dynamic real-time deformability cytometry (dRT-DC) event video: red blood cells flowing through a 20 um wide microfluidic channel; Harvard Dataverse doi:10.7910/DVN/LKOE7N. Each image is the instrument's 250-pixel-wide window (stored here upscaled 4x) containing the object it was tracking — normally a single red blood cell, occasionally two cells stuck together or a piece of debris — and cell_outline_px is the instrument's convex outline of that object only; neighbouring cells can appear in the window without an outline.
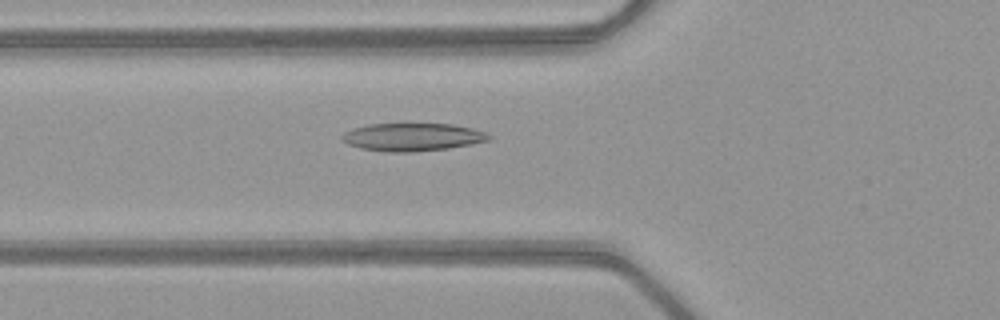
{"species": "common noctule bat (a hibernating species)", "species_latin": "Nyctalus noctula", "temperature_condition": "warm", "stored_images_in_passage": 52, "camera_frame_rate_fps": 3000, "um_per_image_px": 0.085, "animal": {"sex": "female", "body_mass_g": 21.9}, "frame": {"image": 1, "passage_image": 20, "time_ms": 6.333, "image_size_px": [1000, 320], "cell_outline_px": [[492, 140], [472, 144], [448, 148], [412, 152], [388, 152], [360, 148], [348, 144], [340, 140], [340, 136], [344, 132], [352, 128], [368, 124], [452, 124], [472, 128], [484, 132], [492, 136]], "centroid_in_image_um": [35.04, 11.65], "position_along_channel_um": 90.8, "area_um2": 23.99}}
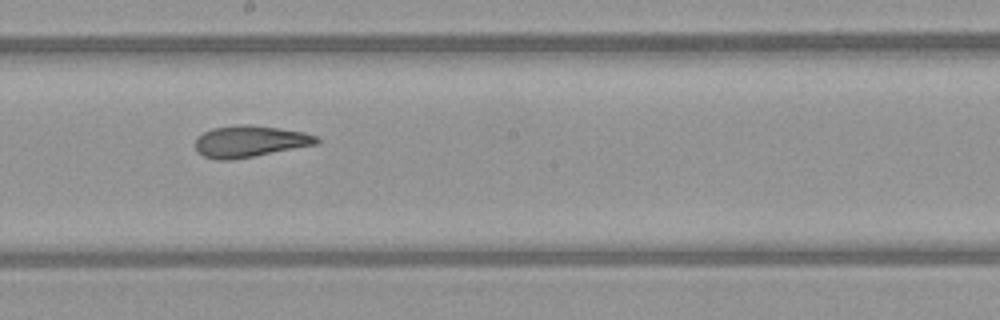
{"frame": {"image": 2, "passage_image": 30, "time_ms": 9.667, "image_size_px": [1000, 320], "cell_outline_px": [[320, 144], [232, 160], [216, 160], [204, 156], [196, 152], [196, 136], [212, 128], [240, 124], [248, 124], [304, 132], [316, 136], [320, 140]], "centroid_in_image_um": [21.23, 12.02], "position_along_channel_um": 227.0, "area_um2": 22.43}}
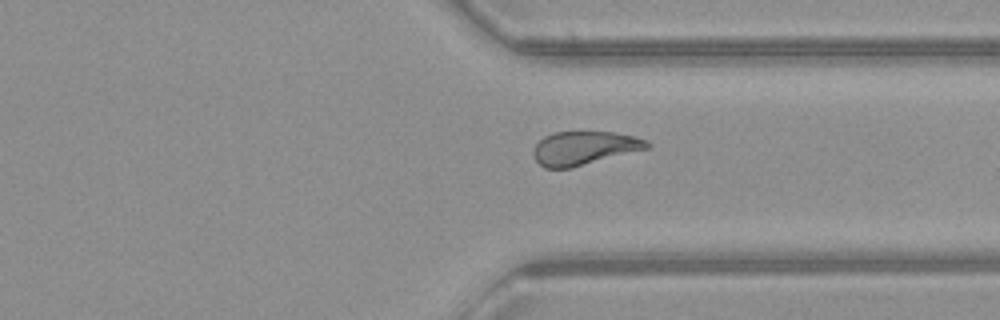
{"frame": {"image": 3, "passage_image": 40, "time_ms": 13.0, "image_size_px": [1000, 320], "cell_outline_px": [[652, 144], [648, 148], [572, 168], [544, 168], [536, 160], [532, 152], [536, 144], [544, 136], [552, 132], [612, 132], [636, 136], [648, 140]], "centroid_in_image_um": [49.66, 12.58], "position_along_channel_um": 361.7, "area_um2": 22.31}, "authors_computed_cell_mechanics": {"area_um2": 23.698, "velocity_mm_per_s": 4.0495, "shape_relaxation_time_tau1_ms": 8.9874, "shape_relaxation_time_tau2_ms": 2.2473, "deformation_change_tau1": 0.2405, "deformation_change_tau2": 0.1111}}